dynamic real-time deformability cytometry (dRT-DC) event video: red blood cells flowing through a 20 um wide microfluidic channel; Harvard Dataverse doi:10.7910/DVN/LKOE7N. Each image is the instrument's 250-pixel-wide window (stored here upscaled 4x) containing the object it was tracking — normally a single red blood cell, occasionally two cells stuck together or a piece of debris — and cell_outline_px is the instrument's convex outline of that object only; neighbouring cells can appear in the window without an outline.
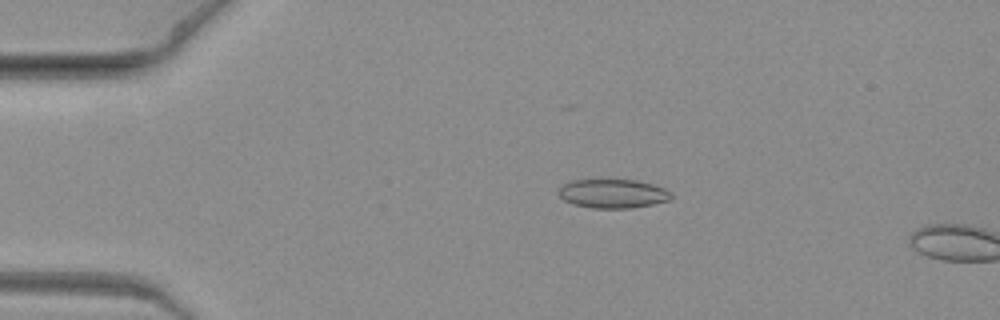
{"species": "common noctule bat (a hibernating species)", "species_latin": "Nyctalus noctula", "temperature_condition": "warm", "stored_images_in_passage": 5, "camera_frame_rate_fps": 3000, "um_per_image_px": 0.085, "animal": {"sex": "female", "body_mass_g": 19.3, "forearm_length_mm": 54.1}, "frame": {"image": 1, "passage_image": 4, "time_ms": 1.0, "image_size_px": [1000, 320], "cell_outline_px": [[672, 196], [668, 200], [652, 204], [632, 208], [592, 208], [572, 204], [564, 200], [560, 196], [560, 188], [564, 184], [572, 180], [636, 180], [652, 184], [664, 188]], "centroid_in_image_um": [52.08, 16.46], "position_along_channel_um": 32.9, "area_um2": 18.73}}